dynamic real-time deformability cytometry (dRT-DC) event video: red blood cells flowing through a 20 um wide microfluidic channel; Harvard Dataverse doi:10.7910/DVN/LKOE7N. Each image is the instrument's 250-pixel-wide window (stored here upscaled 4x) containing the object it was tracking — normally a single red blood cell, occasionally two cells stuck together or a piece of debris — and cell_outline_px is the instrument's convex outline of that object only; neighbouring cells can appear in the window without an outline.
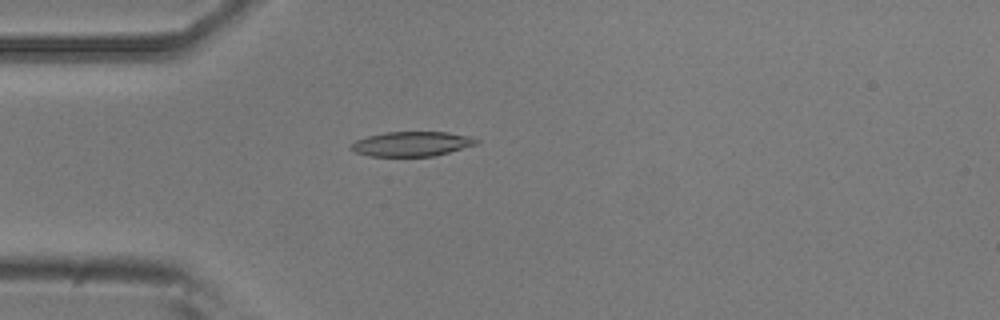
{"species": "common noctule bat (a hibernating species)", "species_latin": "Nyctalus noctula", "temperature_condition": "room temperature", "stored_images_in_passage": 4, "camera_frame_rate_fps": 3000, "um_per_image_px": 0.085, "animal": {"sex": "male", "body_mass_g": 20.5, "forearm_length_mm": 52.5}, "frame": {"image": 1, "passage_image": 4, "time_ms": 1.0, "image_size_px": [1000, 320], "cell_outline_px": [[480, 140], [476, 144], [448, 152], [432, 156], [368, 156], [356, 152], [348, 148], [356, 140], [368, 136], [384, 132], [448, 132], [468, 136]], "centroid_in_image_um": [34.96, 12.23], "position_along_channel_um": 50.0, "area_um2": 17.86}}